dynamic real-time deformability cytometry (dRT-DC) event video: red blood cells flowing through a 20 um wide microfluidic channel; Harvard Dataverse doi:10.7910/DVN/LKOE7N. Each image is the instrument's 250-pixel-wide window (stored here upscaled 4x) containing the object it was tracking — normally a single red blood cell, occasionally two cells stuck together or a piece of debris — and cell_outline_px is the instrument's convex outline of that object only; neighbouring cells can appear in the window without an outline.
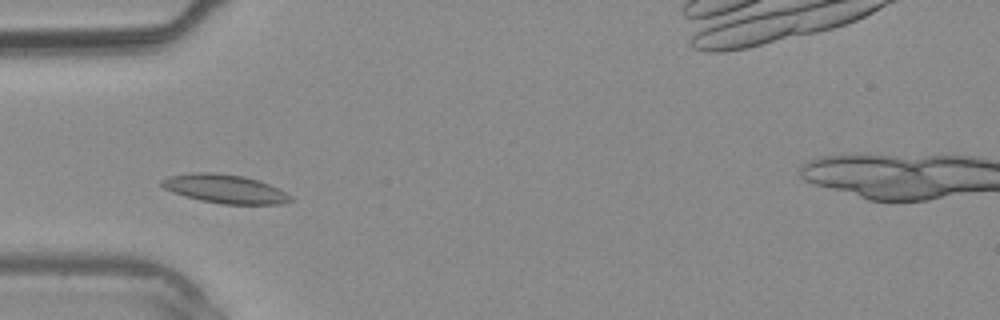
{"species": "common noctule bat (a hibernating species)", "species_latin": "Nyctalus noctula", "temperature_condition": "warm", "stored_images_in_passage": 9, "camera_frame_rate_fps": 3000, "um_per_image_px": 0.085, "animal": {"sex": "male", "body_mass_g": 20.4}, "frame": {"image": 1, "passage_image": 4, "time_ms": 1.0, "image_size_px": [1000, 320], "cell_outline_px": [[296, 200], [280, 204], [224, 204], [200, 200], [184, 196], [172, 192], [164, 188], [160, 184], [160, 180], [168, 176], [192, 172], [216, 172], [244, 176], [260, 180], [292, 196]], "centroid_in_image_um": [19.1, 16.04], "position_along_channel_um": 65.9, "area_um2": 21.73}}